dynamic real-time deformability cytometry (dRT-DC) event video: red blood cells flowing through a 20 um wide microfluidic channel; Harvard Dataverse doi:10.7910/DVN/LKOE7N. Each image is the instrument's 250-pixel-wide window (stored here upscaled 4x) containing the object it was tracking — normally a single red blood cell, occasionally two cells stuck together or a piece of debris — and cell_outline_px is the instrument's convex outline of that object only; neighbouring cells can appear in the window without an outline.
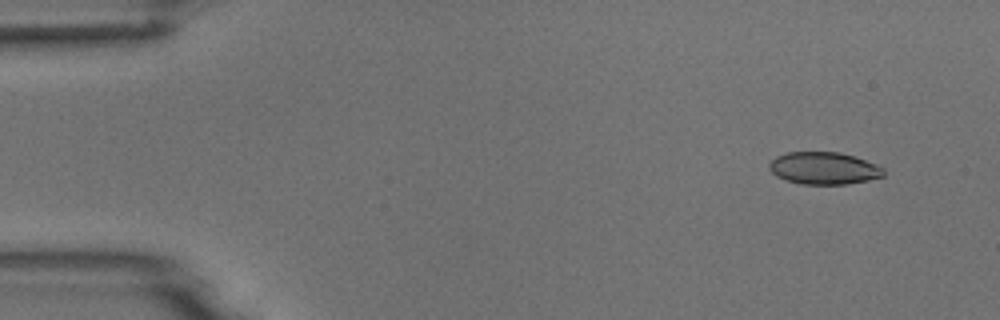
{"species": "common noctule bat (a hibernating species)", "species_latin": "Nyctalus noctula", "temperature_condition": "room temperature", "stored_images_in_passage": 4, "camera_frame_rate_fps": 3000, "um_per_image_px": 0.085, "animal": {"sex": "male", "body_mass_g": 18.8}, "frame": {"image": 1, "passage_image": 1, "time_ms": 0.0, "image_size_px": [1000, 320], "cell_outline_px": [[884, 176], [868, 180], [848, 184], [804, 184], [788, 180], [776, 176], [768, 168], [768, 164], [776, 156], [788, 152], [840, 152], [876, 164], [884, 168]], "centroid_in_image_um": [70.02, 14.3], "position_along_channel_um": 15.0, "area_um2": 21.39}}
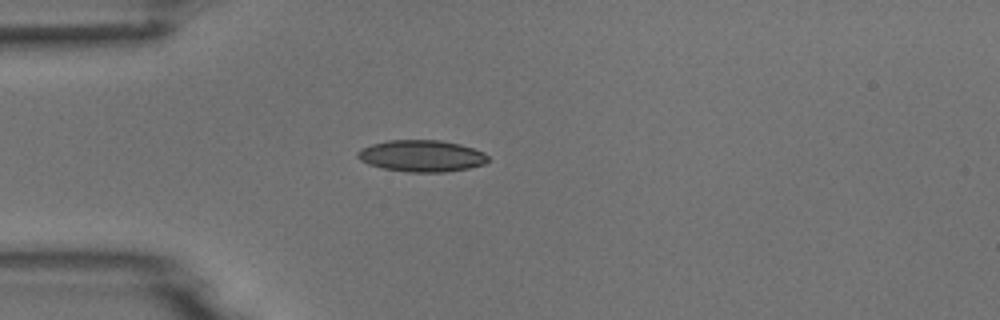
{"frame": {"image": 2, "passage_image": 4, "time_ms": 3.333, "image_size_px": [1000, 320], "cell_outline_px": [[488, 160], [484, 164], [468, 168], [444, 172], [408, 172], [384, 168], [368, 164], [360, 160], [356, 156], [356, 152], [360, 148], [372, 144], [388, 140], [440, 140], [460, 144], [484, 152], [488, 156]], "centroid_in_image_um": [35.81, 13.25], "position_along_channel_um": 49.2, "area_um2": 24.04}}